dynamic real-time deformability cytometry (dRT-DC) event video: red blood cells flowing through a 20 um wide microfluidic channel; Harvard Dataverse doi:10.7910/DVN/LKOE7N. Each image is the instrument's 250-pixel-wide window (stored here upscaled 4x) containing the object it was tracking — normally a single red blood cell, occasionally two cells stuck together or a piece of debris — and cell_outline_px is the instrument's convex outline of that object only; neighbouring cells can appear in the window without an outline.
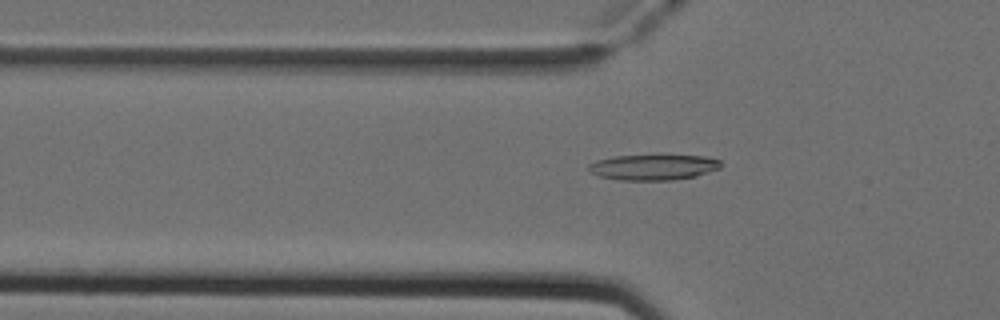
{"species": "Egyptian fruit bat (a non-hibernating species)", "species_latin": "Rousettus aegyptiacus", "temperature_condition": "cold", "stored_images_in_passage": 49, "camera_frame_rate_fps": 3000, "um_per_image_px": 0.085, "animal": {"sex": "female"}, "frame": {"image": 1, "passage_image": 17, "time_ms": 5.333, "image_size_px": [1000, 320], "cell_outline_px": [[720, 168], [696, 176], [672, 180], [616, 180], [600, 176], [588, 172], [588, 164], [596, 160], [612, 156], [704, 156], [720, 160]], "centroid_in_image_um": [55.47, 14.22], "position_along_channel_um": 70.3, "area_um2": 19.59}}
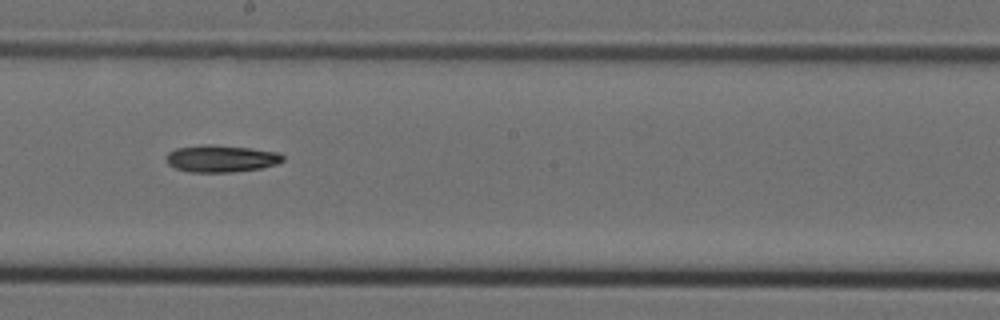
{"frame": {"image": 2, "passage_image": 29, "time_ms": 9.333, "image_size_px": [1000, 320], "cell_outline_px": [[284, 160], [276, 164], [260, 168], [232, 172], [192, 172], [176, 168], [168, 164], [164, 156], [168, 152], [176, 148], [200, 144], [212, 144], [248, 148], [280, 152], [284, 156]], "centroid_in_image_um": [18.77, 13.47], "position_along_channel_um": 229.4, "area_um2": 18.5}}
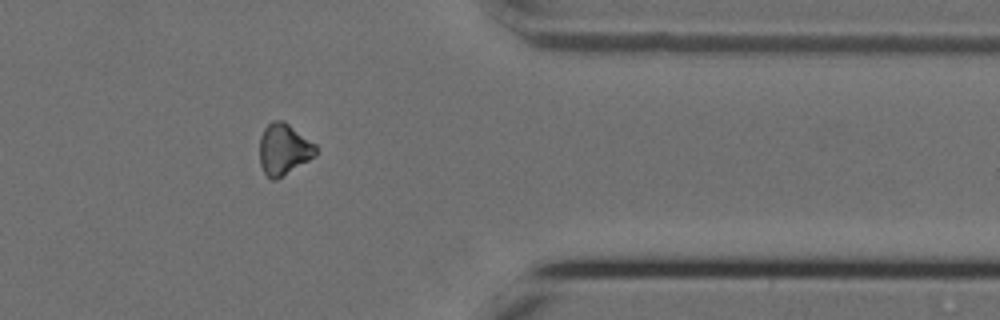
{"frame": {"image": 3, "passage_image": 42, "time_ms": 13.667, "image_size_px": [1000, 320], "cell_outline_px": [[316, 156], [276, 180], [272, 180], [264, 172], [260, 164], [260, 136], [264, 128], [272, 120], [284, 120], [316, 144]], "centroid_in_image_um": [24.12, 12.67], "position_along_channel_um": 387.3, "area_um2": 16.88}}